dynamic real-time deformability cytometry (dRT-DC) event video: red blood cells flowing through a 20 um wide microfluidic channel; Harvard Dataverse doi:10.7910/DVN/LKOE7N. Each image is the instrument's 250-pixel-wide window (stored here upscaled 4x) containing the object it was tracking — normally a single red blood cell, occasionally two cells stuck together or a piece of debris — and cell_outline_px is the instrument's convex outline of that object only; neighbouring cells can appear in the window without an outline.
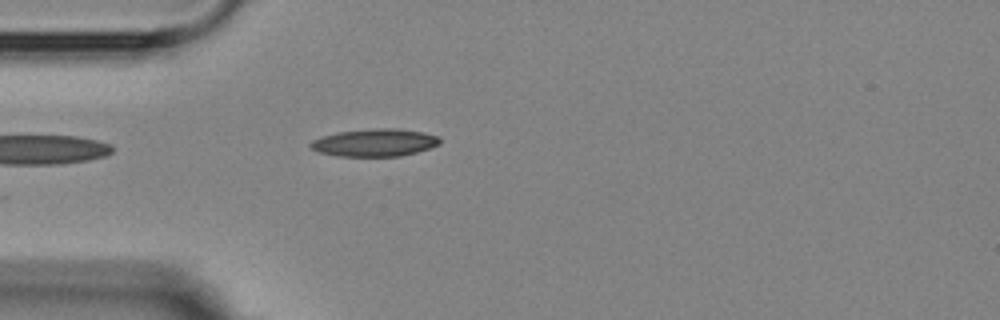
{"species": "Egyptian fruit bat (a non-hibernating species)", "species_latin": "Rousettus aegyptiacus", "temperature_condition": "room temperature", "stored_images_in_passage": 5, "camera_frame_rate_fps": 3000, "um_per_image_px": 0.085, "animal": {"sex": "female"}, "frame": {"image": 1, "passage_image": 5, "time_ms": 4.333, "image_size_px": [1000, 320], "cell_outline_px": [[440, 144], [416, 152], [400, 156], [336, 156], [320, 152], [308, 148], [308, 144], [312, 140], [336, 132], [376, 128], [396, 128], [424, 132], [440, 136]], "centroid_in_image_um": [31.84, 12.12], "position_along_channel_um": 53.2, "area_um2": 20.87}}